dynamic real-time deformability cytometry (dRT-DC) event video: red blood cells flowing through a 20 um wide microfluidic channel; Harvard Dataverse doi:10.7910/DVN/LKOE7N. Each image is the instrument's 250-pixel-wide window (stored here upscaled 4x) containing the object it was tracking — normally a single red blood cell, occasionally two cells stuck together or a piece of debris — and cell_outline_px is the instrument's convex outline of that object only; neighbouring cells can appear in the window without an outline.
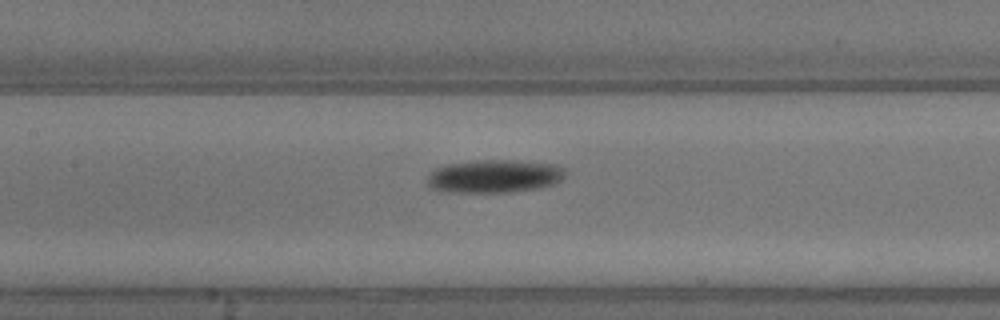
{"species": "common noctule bat (a hibernating species)", "species_latin": "Nyctalus noctula", "temperature_condition": "warm", "stored_images_in_passage": 5, "camera_frame_rate_fps": 3000, "um_per_image_px": 0.085, "animal": {"sex": "male", "body_mass_g": 13.3}, "frame": {"image": 1, "passage_image": 5, "time_ms": 1.333, "image_size_px": [1000, 320], "cell_outline_px": [[564, 176], [556, 184], [540, 188], [512, 192], [440, 192], [432, 188], [428, 184], [428, 176], [436, 168], [444, 164], [476, 160], [512, 160], [552, 164], [564, 168]], "centroid_in_image_um": [42.0, 14.98], "position_along_channel_um": 165.4, "area_um2": 26.76}}